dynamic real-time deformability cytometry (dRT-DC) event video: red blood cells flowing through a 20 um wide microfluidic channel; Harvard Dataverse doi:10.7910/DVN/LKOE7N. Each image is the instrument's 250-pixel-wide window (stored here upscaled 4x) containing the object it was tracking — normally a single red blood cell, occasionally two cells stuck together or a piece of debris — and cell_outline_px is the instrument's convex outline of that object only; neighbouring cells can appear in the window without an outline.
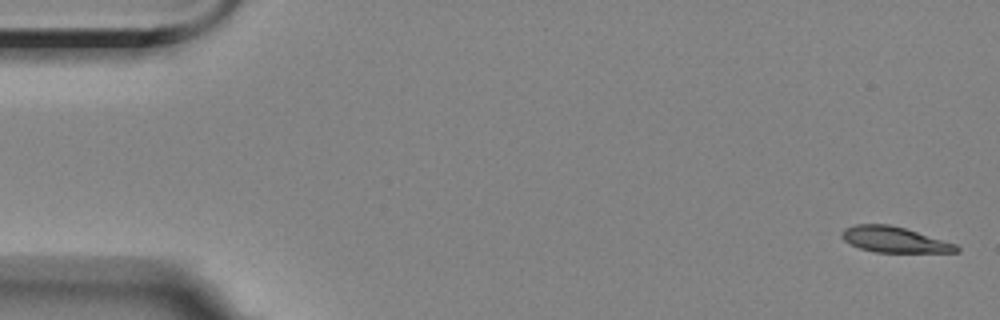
{"species": "Egyptian fruit bat (a non-hibernating species)", "species_latin": "Rousettus aegyptiacus", "temperature_condition": "room temperature", "stored_images_in_passage": 3, "camera_frame_rate_fps": 3000, "um_per_image_px": 0.085, "animal": {"sex": "female"}, "frame": {"image": 1, "passage_image": 1, "time_ms": 0.0, "image_size_px": [1000, 320], "cell_outline_px": [[960, 252], [876, 252], [860, 248], [844, 240], [840, 236], [840, 232], [844, 228], [856, 224], [888, 224], [904, 228], [956, 244], [960, 248]], "centroid_in_image_um": [75.99, 20.36], "position_along_channel_um": 9.0, "area_um2": 16.99}}